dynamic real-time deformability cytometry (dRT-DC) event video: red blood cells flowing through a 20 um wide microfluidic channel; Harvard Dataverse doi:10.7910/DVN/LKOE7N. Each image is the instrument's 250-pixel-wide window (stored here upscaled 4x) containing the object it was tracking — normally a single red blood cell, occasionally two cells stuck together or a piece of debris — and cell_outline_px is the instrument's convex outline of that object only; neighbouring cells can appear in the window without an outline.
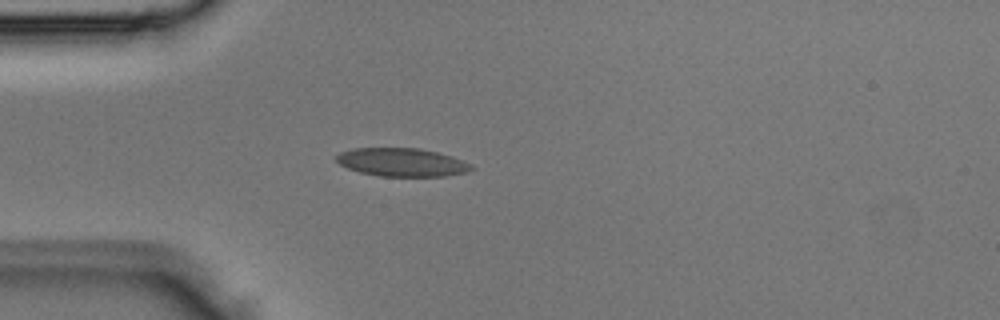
{"species": "Egyptian fruit bat (a non-hibernating species)", "species_latin": "Rousettus aegyptiacus", "temperature_condition": "room temperature", "stored_images_in_passage": 3, "camera_frame_rate_fps": 3000, "um_per_image_px": 0.085, "animal": {"sex": "male"}, "frame": {"image": 1, "passage_image": 3, "time_ms": 0.667, "image_size_px": [1000, 320], "cell_outline_px": [[476, 168], [468, 172], [444, 176], [380, 176], [360, 172], [348, 168], [340, 164], [336, 160], [336, 156], [340, 152], [352, 148], [420, 148], [452, 156], [472, 164]], "centroid_in_image_um": [34.19, 13.79], "position_along_channel_um": 50.8, "area_um2": 22.31}}